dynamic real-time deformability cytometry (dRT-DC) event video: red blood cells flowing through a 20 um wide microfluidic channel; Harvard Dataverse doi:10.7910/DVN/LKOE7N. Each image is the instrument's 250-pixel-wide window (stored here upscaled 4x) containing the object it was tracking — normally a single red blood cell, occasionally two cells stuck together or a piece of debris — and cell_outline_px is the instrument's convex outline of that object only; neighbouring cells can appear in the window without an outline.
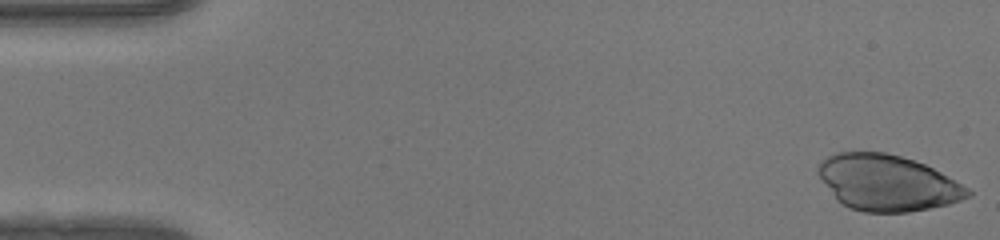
{"species": "human", "species_latin": "Homo sapiens", "temperature_condition": "warm", "stored_images_in_passage": 49, "camera_frame_rate_fps": 3000, "um_per_image_px": 0.085, "donor": {"sex": "female"}, "frame": {"image": 1, "passage_image": 1, "time_ms": 0.0, "image_size_px": [1000, 240], "cell_outline_px": [[972, 196], [948, 204], [908, 212], [864, 212], [852, 208], [836, 200], [816, 172], [816, 168], [828, 156], [836, 152], [884, 152], [900, 156], [924, 164], [940, 172], [968, 188], [972, 192]], "centroid_in_image_um": [75.41, 15.54], "position_along_channel_um": 9.6, "area_um2": 48.32}}
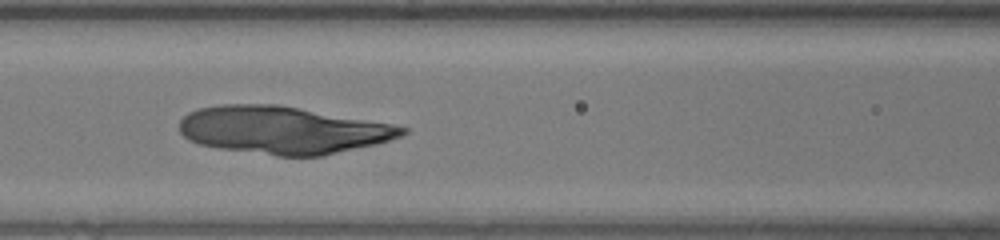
{"frame": {"image": 2, "passage_image": 21, "time_ms": 6.667, "image_size_px": [1000, 240], "cell_outline_px": [[408, 132], [404, 136], [376, 144], [324, 156], [276, 156], [220, 148], [200, 144], [188, 140], [180, 132], [180, 120], [188, 112], [200, 108], [220, 104], [276, 104], [300, 108], [392, 124], [408, 128]], "centroid_in_image_um": [24.05, 11.06], "position_along_channel_um": 142.5, "area_um2": 61.73}}
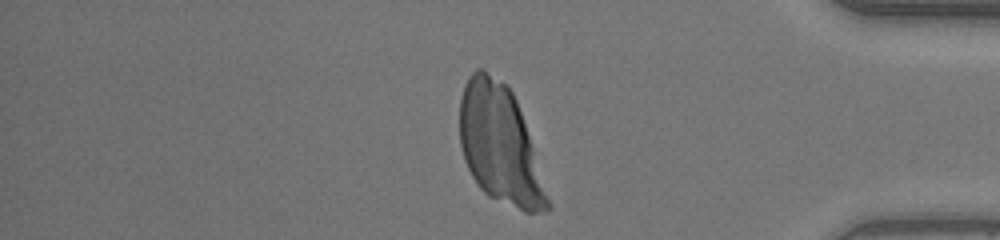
{"frame": {"image": 3, "passage_image": 41, "time_ms": 13.333, "image_size_px": [1000, 240], "cell_outline_px": [[552, 208], [536, 212], [524, 212], [488, 196], [480, 188], [472, 176], [464, 160], [460, 144], [460, 100], [464, 84], [472, 72], [476, 68], [484, 68], [508, 84], [516, 100], [552, 204]], "centroid_in_image_um": [42.47, 12.28], "position_along_channel_um": 392.7, "area_um2": 60.29}}